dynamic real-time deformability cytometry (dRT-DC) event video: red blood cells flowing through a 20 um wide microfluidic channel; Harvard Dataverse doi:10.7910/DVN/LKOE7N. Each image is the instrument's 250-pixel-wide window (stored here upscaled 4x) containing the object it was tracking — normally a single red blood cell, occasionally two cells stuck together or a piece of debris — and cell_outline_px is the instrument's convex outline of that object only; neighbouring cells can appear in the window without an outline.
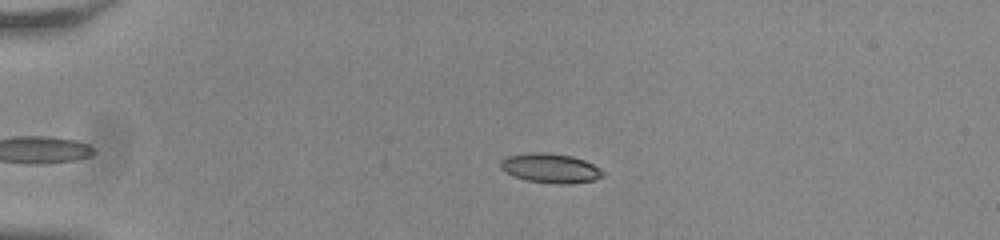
{"species": "common noctule bat (a hibernating species)", "species_latin": "Nyctalus noctula", "temperature_condition": "room temperature", "stored_images_in_passage": 39, "camera_frame_rate_fps": 3000, "um_per_image_px": 0.085, "animal": {"sex": "male", "body_mass_g": 20.0, "forearm_length_mm": 53.3}, "frame": {"image": 1, "passage_image": 4, "time_ms": 1.0, "image_size_px": [1000, 240], "cell_outline_px": [[604, 176], [592, 180], [568, 184], [556, 184], [528, 180], [512, 176], [500, 168], [500, 160], [508, 156], [528, 152], [544, 152], [572, 156], [584, 160], [600, 168], [604, 172]], "centroid_in_image_um": [46.77, 14.29], "position_along_channel_um": 38.2, "area_um2": 17.57}}
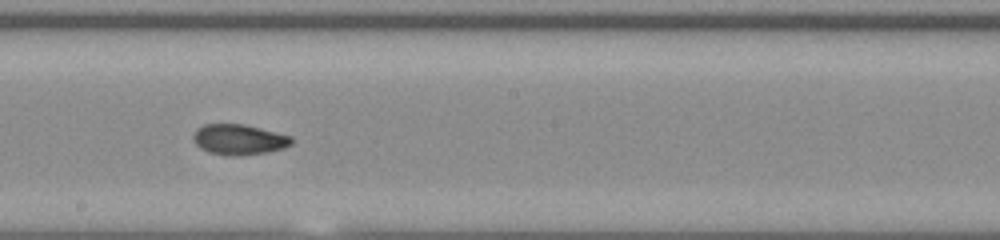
{"frame": {"image": 2, "passage_image": 23, "time_ms": 7.333, "image_size_px": [1000, 240], "cell_outline_px": [[292, 144], [284, 148], [268, 152], [240, 156], [228, 156], [208, 152], [200, 148], [192, 140], [192, 136], [196, 128], [204, 124], [244, 124], [292, 136]], "centroid_in_image_um": [20.29, 11.86], "position_along_channel_um": 227.9, "area_um2": 17.69}}
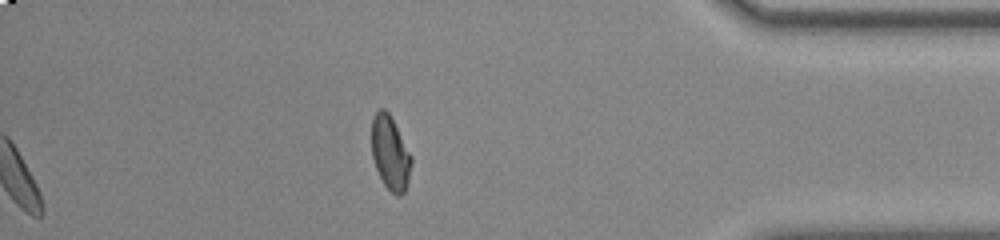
{"frame": {"image": 3, "passage_image": 39, "time_ms": 12.667, "image_size_px": [1000, 240], "cell_outline_px": [[412, 160], [408, 180], [404, 192], [400, 196], [396, 196], [384, 184], [376, 168], [372, 156], [372, 120], [376, 112], [380, 108], [384, 108], [388, 112], [412, 156]], "centroid_in_image_um": [33.17, 13.01], "position_along_channel_um": 402.0, "area_um2": 16.82}, "authors_computed_cell_mechanics": {"area_um2": 17.4556, "velocity_mm_per_s": 3.8181, "shape_relaxation_time_tau1_ms": null, "shape_relaxation_time_tau2_ms": 1.8567, "deformation_change_tau1": null, "deformation_change_tau2": 0.0656}}